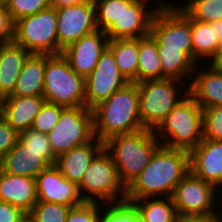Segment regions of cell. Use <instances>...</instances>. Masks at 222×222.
<instances>
[{"mask_svg":"<svg viewBox=\"0 0 222 222\" xmlns=\"http://www.w3.org/2000/svg\"><path fill=\"white\" fill-rule=\"evenodd\" d=\"M190 172V155L161 145L149 164L127 187L125 200L171 197L177 184Z\"/></svg>","mask_w":222,"mask_h":222,"instance_id":"cell-1","label":"cell"},{"mask_svg":"<svg viewBox=\"0 0 222 222\" xmlns=\"http://www.w3.org/2000/svg\"><path fill=\"white\" fill-rule=\"evenodd\" d=\"M139 105L138 85L129 82L92 109L95 137L104 143L113 136L144 129Z\"/></svg>","mask_w":222,"mask_h":222,"instance_id":"cell-2","label":"cell"},{"mask_svg":"<svg viewBox=\"0 0 222 222\" xmlns=\"http://www.w3.org/2000/svg\"><path fill=\"white\" fill-rule=\"evenodd\" d=\"M162 144L153 130L116 135L104 142L116 165L121 181L128 187L149 164L155 151Z\"/></svg>","mask_w":222,"mask_h":222,"instance_id":"cell-3","label":"cell"},{"mask_svg":"<svg viewBox=\"0 0 222 222\" xmlns=\"http://www.w3.org/2000/svg\"><path fill=\"white\" fill-rule=\"evenodd\" d=\"M163 146L190 152L203 140V109L188 94L154 130Z\"/></svg>","mask_w":222,"mask_h":222,"instance_id":"cell-4","label":"cell"},{"mask_svg":"<svg viewBox=\"0 0 222 222\" xmlns=\"http://www.w3.org/2000/svg\"><path fill=\"white\" fill-rule=\"evenodd\" d=\"M137 85L141 123L153 131L189 94V84L175 79L144 80Z\"/></svg>","mask_w":222,"mask_h":222,"instance_id":"cell-5","label":"cell"},{"mask_svg":"<svg viewBox=\"0 0 222 222\" xmlns=\"http://www.w3.org/2000/svg\"><path fill=\"white\" fill-rule=\"evenodd\" d=\"M78 189L87 202L107 204L125 201L127 187L121 181L112 156L104 147L90 162Z\"/></svg>","mask_w":222,"mask_h":222,"instance_id":"cell-6","label":"cell"},{"mask_svg":"<svg viewBox=\"0 0 222 222\" xmlns=\"http://www.w3.org/2000/svg\"><path fill=\"white\" fill-rule=\"evenodd\" d=\"M43 96L64 107H85V77L78 75L62 54L46 55Z\"/></svg>","mask_w":222,"mask_h":222,"instance_id":"cell-7","label":"cell"},{"mask_svg":"<svg viewBox=\"0 0 222 222\" xmlns=\"http://www.w3.org/2000/svg\"><path fill=\"white\" fill-rule=\"evenodd\" d=\"M14 42L30 54H58L57 10L49 6L15 22Z\"/></svg>","mask_w":222,"mask_h":222,"instance_id":"cell-8","label":"cell"},{"mask_svg":"<svg viewBox=\"0 0 222 222\" xmlns=\"http://www.w3.org/2000/svg\"><path fill=\"white\" fill-rule=\"evenodd\" d=\"M168 2L165 0L153 17L150 34L157 45L181 48L193 60L192 18L174 0Z\"/></svg>","mask_w":222,"mask_h":222,"instance_id":"cell-9","label":"cell"},{"mask_svg":"<svg viewBox=\"0 0 222 222\" xmlns=\"http://www.w3.org/2000/svg\"><path fill=\"white\" fill-rule=\"evenodd\" d=\"M47 136L57 157L92 141L95 138L92 110L86 107L65 108Z\"/></svg>","mask_w":222,"mask_h":222,"instance_id":"cell-10","label":"cell"},{"mask_svg":"<svg viewBox=\"0 0 222 222\" xmlns=\"http://www.w3.org/2000/svg\"><path fill=\"white\" fill-rule=\"evenodd\" d=\"M171 198L180 217L217 211V188L191 171L177 184Z\"/></svg>","mask_w":222,"mask_h":222,"instance_id":"cell-11","label":"cell"},{"mask_svg":"<svg viewBox=\"0 0 222 222\" xmlns=\"http://www.w3.org/2000/svg\"><path fill=\"white\" fill-rule=\"evenodd\" d=\"M162 1L164 0L157 2L156 6L152 3H155V0H122L119 19L105 31L109 40L138 39L149 35L153 17L164 3Z\"/></svg>","mask_w":222,"mask_h":222,"instance_id":"cell-12","label":"cell"},{"mask_svg":"<svg viewBox=\"0 0 222 222\" xmlns=\"http://www.w3.org/2000/svg\"><path fill=\"white\" fill-rule=\"evenodd\" d=\"M56 10L58 54L83 36L98 30L93 0H84L79 4Z\"/></svg>","mask_w":222,"mask_h":222,"instance_id":"cell-13","label":"cell"},{"mask_svg":"<svg viewBox=\"0 0 222 222\" xmlns=\"http://www.w3.org/2000/svg\"><path fill=\"white\" fill-rule=\"evenodd\" d=\"M128 83L116 64L113 52L107 47L92 73L85 78V107L92 110Z\"/></svg>","mask_w":222,"mask_h":222,"instance_id":"cell-14","label":"cell"},{"mask_svg":"<svg viewBox=\"0 0 222 222\" xmlns=\"http://www.w3.org/2000/svg\"><path fill=\"white\" fill-rule=\"evenodd\" d=\"M38 201L54 202L75 207L84 202L78 185L66 179L59 168L53 164L36 177Z\"/></svg>","mask_w":222,"mask_h":222,"instance_id":"cell-15","label":"cell"},{"mask_svg":"<svg viewBox=\"0 0 222 222\" xmlns=\"http://www.w3.org/2000/svg\"><path fill=\"white\" fill-rule=\"evenodd\" d=\"M108 43L107 34L98 29L68 46L62 54L67 58L71 68L86 78L94 70Z\"/></svg>","mask_w":222,"mask_h":222,"instance_id":"cell-16","label":"cell"},{"mask_svg":"<svg viewBox=\"0 0 222 222\" xmlns=\"http://www.w3.org/2000/svg\"><path fill=\"white\" fill-rule=\"evenodd\" d=\"M56 161L45 151L29 149L18 139L15 146L0 159V169L5 173L36 178Z\"/></svg>","mask_w":222,"mask_h":222,"instance_id":"cell-17","label":"cell"},{"mask_svg":"<svg viewBox=\"0 0 222 222\" xmlns=\"http://www.w3.org/2000/svg\"><path fill=\"white\" fill-rule=\"evenodd\" d=\"M189 94L202 109L222 105V69L209 63L197 64Z\"/></svg>","mask_w":222,"mask_h":222,"instance_id":"cell-18","label":"cell"},{"mask_svg":"<svg viewBox=\"0 0 222 222\" xmlns=\"http://www.w3.org/2000/svg\"><path fill=\"white\" fill-rule=\"evenodd\" d=\"M189 155L190 171L218 188L222 184V141L202 140Z\"/></svg>","mask_w":222,"mask_h":222,"instance_id":"cell-19","label":"cell"},{"mask_svg":"<svg viewBox=\"0 0 222 222\" xmlns=\"http://www.w3.org/2000/svg\"><path fill=\"white\" fill-rule=\"evenodd\" d=\"M0 201L29 214L38 202L36 178L13 175L0 169Z\"/></svg>","mask_w":222,"mask_h":222,"instance_id":"cell-20","label":"cell"},{"mask_svg":"<svg viewBox=\"0 0 222 222\" xmlns=\"http://www.w3.org/2000/svg\"><path fill=\"white\" fill-rule=\"evenodd\" d=\"M46 99L44 96H7L3 98L2 118L18 133L32 127Z\"/></svg>","mask_w":222,"mask_h":222,"instance_id":"cell-21","label":"cell"},{"mask_svg":"<svg viewBox=\"0 0 222 222\" xmlns=\"http://www.w3.org/2000/svg\"><path fill=\"white\" fill-rule=\"evenodd\" d=\"M103 147L104 143L95 137L92 141L59 155L55 165L66 179L78 185L90 162Z\"/></svg>","mask_w":222,"mask_h":222,"instance_id":"cell-22","label":"cell"},{"mask_svg":"<svg viewBox=\"0 0 222 222\" xmlns=\"http://www.w3.org/2000/svg\"><path fill=\"white\" fill-rule=\"evenodd\" d=\"M31 54L15 42L0 44V96L12 94L24 62Z\"/></svg>","mask_w":222,"mask_h":222,"instance_id":"cell-23","label":"cell"},{"mask_svg":"<svg viewBox=\"0 0 222 222\" xmlns=\"http://www.w3.org/2000/svg\"><path fill=\"white\" fill-rule=\"evenodd\" d=\"M157 49L162 68V79H175L190 85L197 64L181 48L157 45Z\"/></svg>","mask_w":222,"mask_h":222,"instance_id":"cell-24","label":"cell"},{"mask_svg":"<svg viewBox=\"0 0 222 222\" xmlns=\"http://www.w3.org/2000/svg\"><path fill=\"white\" fill-rule=\"evenodd\" d=\"M46 55L31 54L24 62L15 88L9 96H42Z\"/></svg>","mask_w":222,"mask_h":222,"instance_id":"cell-25","label":"cell"},{"mask_svg":"<svg viewBox=\"0 0 222 222\" xmlns=\"http://www.w3.org/2000/svg\"><path fill=\"white\" fill-rule=\"evenodd\" d=\"M134 207L142 222H180V216L171 197H147L125 200Z\"/></svg>","mask_w":222,"mask_h":222,"instance_id":"cell-26","label":"cell"},{"mask_svg":"<svg viewBox=\"0 0 222 222\" xmlns=\"http://www.w3.org/2000/svg\"><path fill=\"white\" fill-rule=\"evenodd\" d=\"M193 61L196 64L209 63L216 55L219 43L215 37V21L202 22L192 19Z\"/></svg>","mask_w":222,"mask_h":222,"instance_id":"cell-27","label":"cell"},{"mask_svg":"<svg viewBox=\"0 0 222 222\" xmlns=\"http://www.w3.org/2000/svg\"><path fill=\"white\" fill-rule=\"evenodd\" d=\"M108 48L124 77L129 82L138 83L139 38L109 40Z\"/></svg>","mask_w":222,"mask_h":222,"instance_id":"cell-28","label":"cell"},{"mask_svg":"<svg viewBox=\"0 0 222 222\" xmlns=\"http://www.w3.org/2000/svg\"><path fill=\"white\" fill-rule=\"evenodd\" d=\"M162 79L157 42L151 34L139 38L138 82Z\"/></svg>","mask_w":222,"mask_h":222,"instance_id":"cell-29","label":"cell"},{"mask_svg":"<svg viewBox=\"0 0 222 222\" xmlns=\"http://www.w3.org/2000/svg\"><path fill=\"white\" fill-rule=\"evenodd\" d=\"M180 7L193 19L202 22H212L222 19V0H182ZM182 5V6H181Z\"/></svg>","mask_w":222,"mask_h":222,"instance_id":"cell-30","label":"cell"},{"mask_svg":"<svg viewBox=\"0 0 222 222\" xmlns=\"http://www.w3.org/2000/svg\"><path fill=\"white\" fill-rule=\"evenodd\" d=\"M71 207L38 201L29 213L35 222H66Z\"/></svg>","mask_w":222,"mask_h":222,"instance_id":"cell-31","label":"cell"},{"mask_svg":"<svg viewBox=\"0 0 222 222\" xmlns=\"http://www.w3.org/2000/svg\"><path fill=\"white\" fill-rule=\"evenodd\" d=\"M101 222H142L130 202L101 203Z\"/></svg>","mask_w":222,"mask_h":222,"instance_id":"cell-32","label":"cell"},{"mask_svg":"<svg viewBox=\"0 0 222 222\" xmlns=\"http://www.w3.org/2000/svg\"><path fill=\"white\" fill-rule=\"evenodd\" d=\"M96 7V23L101 31H106L122 13V0H93Z\"/></svg>","mask_w":222,"mask_h":222,"instance_id":"cell-33","label":"cell"},{"mask_svg":"<svg viewBox=\"0 0 222 222\" xmlns=\"http://www.w3.org/2000/svg\"><path fill=\"white\" fill-rule=\"evenodd\" d=\"M65 108L46 101L39 114L34 118L31 129L48 134L58 123L61 112Z\"/></svg>","mask_w":222,"mask_h":222,"instance_id":"cell-34","label":"cell"},{"mask_svg":"<svg viewBox=\"0 0 222 222\" xmlns=\"http://www.w3.org/2000/svg\"><path fill=\"white\" fill-rule=\"evenodd\" d=\"M203 140L222 141V105L203 109Z\"/></svg>","mask_w":222,"mask_h":222,"instance_id":"cell-35","label":"cell"},{"mask_svg":"<svg viewBox=\"0 0 222 222\" xmlns=\"http://www.w3.org/2000/svg\"><path fill=\"white\" fill-rule=\"evenodd\" d=\"M49 6L50 0H9L7 3L14 23L23 17L41 12Z\"/></svg>","mask_w":222,"mask_h":222,"instance_id":"cell-36","label":"cell"},{"mask_svg":"<svg viewBox=\"0 0 222 222\" xmlns=\"http://www.w3.org/2000/svg\"><path fill=\"white\" fill-rule=\"evenodd\" d=\"M66 222H101V203L84 201L71 207Z\"/></svg>","mask_w":222,"mask_h":222,"instance_id":"cell-37","label":"cell"},{"mask_svg":"<svg viewBox=\"0 0 222 222\" xmlns=\"http://www.w3.org/2000/svg\"><path fill=\"white\" fill-rule=\"evenodd\" d=\"M19 139L29 149L45 150L55 161L57 156L54 154L47 134L40 133L34 129H28L19 133Z\"/></svg>","mask_w":222,"mask_h":222,"instance_id":"cell-38","label":"cell"},{"mask_svg":"<svg viewBox=\"0 0 222 222\" xmlns=\"http://www.w3.org/2000/svg\"><path fill=\"white\" fill-rule=\"evenodd\" d=\"M19 133L12 129L9 124L0 118V159L8 153L18 142Z\"/></svg>","mask_w":222,"mask_h":222,"instance_id":"cell-39","label":"cell"},{"mask_svg":"<svg viewBox=\"0 0 222 222\" xmlns=\"http://www.w3.org/2000/svg\"><path fill=\"white\" fill-rule=\"evenodd\" d=\"M14 26L7 4L0 3V44L14 42Z\"/></svg>","mask_w":222,"mask_h":222,"instance_id":"cell-40","label":"cell"},{"mask_svg":"<svg viewBox=\"0 0 222 222\" xmlns=\"http://www.w3.org/2000/svg\"><path fill=\"white\" fill-rule=\"evenodd\" d=\"M25 214L12 204L0 201V222H19Z\"/></svg>","mask_w":222,"mask_h":222,"instance_id":"cell-41","label":"cell"},{"mask_svg":"<svg viewBox=\"0 0 222 222\" xmlns=\"http://www.w3.org/2000/svg\"><path fill=\"white\" fill-rule=\"evenodd\" d=\"M180 222H222V216L216 211L207 215H188L180 217Z\"/></svg>","mask_w":222,"mask_h":222,"instance_id":"cell-42","label":"cell"},{"mask_svg":"<svg viewBox=\"0 0 222 222\" xmlns=\"http://www.w3.org/2000/svg\"><path fill=\"white\" fill-rule=\"evenodd\" d=\"M84 0H50V6L60 8L65 6H73L81 3Z\"/></svg>","mask_w":222,"mask_h":222,"instance_id":"cell-43","label":"cell"},{"mask_svg":"<svg viewBox=\"0 0 222 222\" xmlns=\"http://www.w3.org/2000/svg\"><path fill=\"white\" fill-rule=\"evenodd\" d=\"M209 64L222 69V42H220L218 51L215 57L209 62Z\"/></svg>","mask_w":222,"mask_h":222,"instance_id":"cell-44","label":"cell"},{"mask_svg":"<svg viewBox=\"0 0 222 222\" xmlns=\"http://www.w3.org/2000/svg\"><path fill=\"white\" fill-rule=\"evenodd\" d=\"M215 37L218 39V43L222 42V19L215 21Z\"/></svg>","mask_w":222,"mask_h":222,"instance_id":"cell-45","label":"cell"},{"mask_svg":"<svg viewBox=\"0 0 222 222\" xmlns=\"http://www.w3.org/2000/svg\"><path fill=\"white\" fill-rule=\"evenodd\" d=\"M217 207V212L222 216V184L217 188Z\"/></svg>","mask_w":222,"mask_h":222,"instance_id":"cell-46","label":"cell"},{"mask_svg":"<svg viewBox=\"0 0 222 222\" xmlns=\"http://www.w3.org/2000/svg\"><path fill=\"white\" fill-rule=\"evenodd\" d=\"M19 222H35L30 214H25Z\"/></svg>","mask_w":222,"mask_h":222,"instance_id":"cell-47","label":"cell"},{"mask_svg":"<svg viewBox=\"0 0 222 222\" xmlns=\"http://www.w3.org/2000/svg\"><path fill=\"white\" fill-rule=\"evenodd\" d=\"M2 103H3V98L0 96V118L2 117Z\"/></svg>","mask_w":222,"mask_h":222,"instance_id":"cell-48","label":"cell"},{"mask_svg":"<svg viewBox=\"0 0 222 222\" xmlns=\"http://www.w3.org/2000/svg\"><path fill=\"white\" fill-rule=\"evenodd\" d=\"M9 2V0H0V3L2 4H7Z\"/></svg>","mask_w":222,"mask_h":222,"instance_id":"cell-49","label":"cell"}]
</instances>
